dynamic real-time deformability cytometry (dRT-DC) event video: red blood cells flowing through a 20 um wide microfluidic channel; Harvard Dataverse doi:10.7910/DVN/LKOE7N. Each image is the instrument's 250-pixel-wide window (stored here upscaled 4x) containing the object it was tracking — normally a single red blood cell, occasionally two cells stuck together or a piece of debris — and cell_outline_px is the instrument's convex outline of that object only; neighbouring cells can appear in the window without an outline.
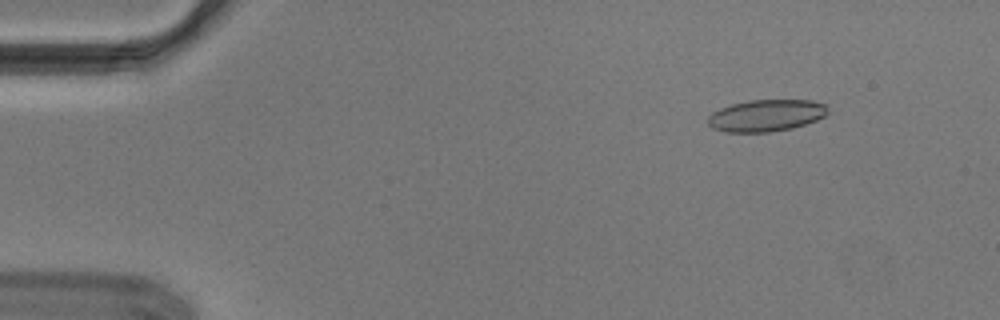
{"species": "Egyptian fruit bat (a non-hibernating species)", "species_latin": "Rousettus aegyptiacus", "temperature_condition": "cold", "stored_images_in_passage": 55, "camera_frame_rate_fps": 3000, "um_per_image_px": 0.085, "animal": {"sex": "male"}, "frame": {"image": 1, "passage_image": 7, "time_ms": 2.0, "image_size_px": [1000, 320], "cell_outline_px": [[828, 112], [824, 116], [816, 120], [792, 128], [768, 132], [724, 132], [712, 128], [708, 124], [708, 116], [712, 112], [720, 108], [732, 104], [748, 100], [812, 100], [828, 104]], "centroid_in_image_um": [65.12, 9.81], "position_along_channel_um": 19.9, "area_um2": 22.37}}
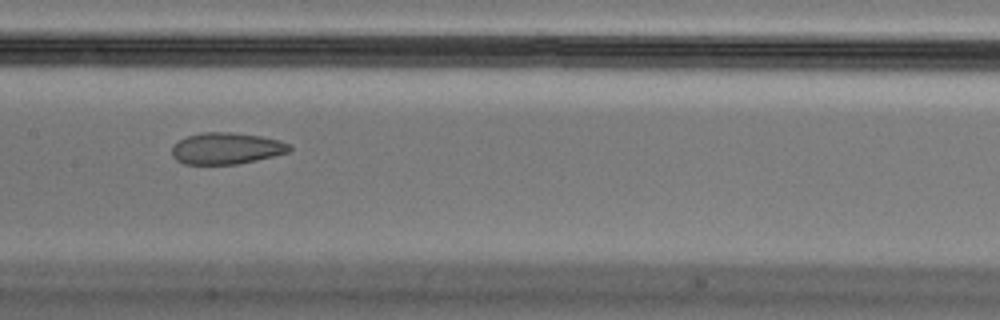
{"frame": {"image": 2, "passage_image": 28, "time_ms": 9.0, "image_size_px": [1000, 320], "cell_outline_px": [[292, 148], [288, 152], [256, 160], [236, 164], [184, 164], [176, 160], [172, 156], [172, 144], [188, 136], [200, 132], [232, 132], [260, 136], [280, 140], [288, 144]], "centroid_in_image_um": [19.21, 12.61], "position_along_channel_um": 188.2, "area_um2": 21.56}}
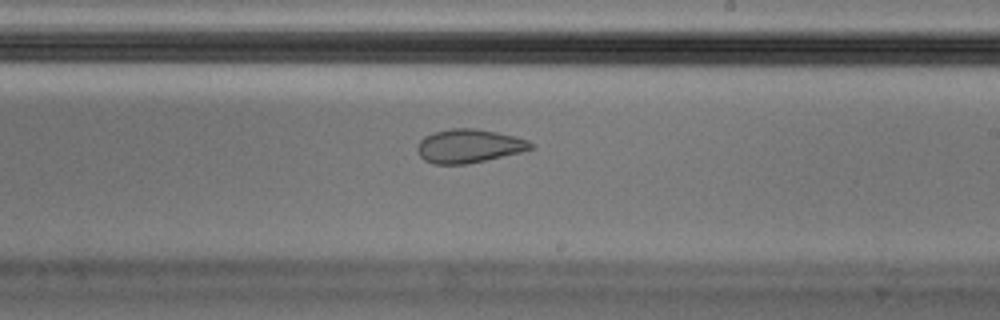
{"frame": {"image": 3, "passage_image": 33, "time_ms": 10.667, "image_size_px": [1000, 320], "cell_outline_px": [[532, 148], [520, 152], [468, 164], [432, 164], [424, 160], [416, 152], [416, 144], [424, 136], [432, 132], [452, 128], [476, 128], [516, 136], [528, 140], [532, 144]], "centroid_in_image_um": [39.79, 12.4], "position_along_channel_um": 249.2, "area_um2": 22.37}, "authors_computed_cell_mechanics": {"area_um2": 22.9466, "velocity_mm_per_s": 3.6686, "shape_relaxation_time_tau1_ms": null, "shape_relaxation_time_tau2_ms": 1.9243, "deformation_change_tau1": null, "deformation_change_tau2": 0.0704}}